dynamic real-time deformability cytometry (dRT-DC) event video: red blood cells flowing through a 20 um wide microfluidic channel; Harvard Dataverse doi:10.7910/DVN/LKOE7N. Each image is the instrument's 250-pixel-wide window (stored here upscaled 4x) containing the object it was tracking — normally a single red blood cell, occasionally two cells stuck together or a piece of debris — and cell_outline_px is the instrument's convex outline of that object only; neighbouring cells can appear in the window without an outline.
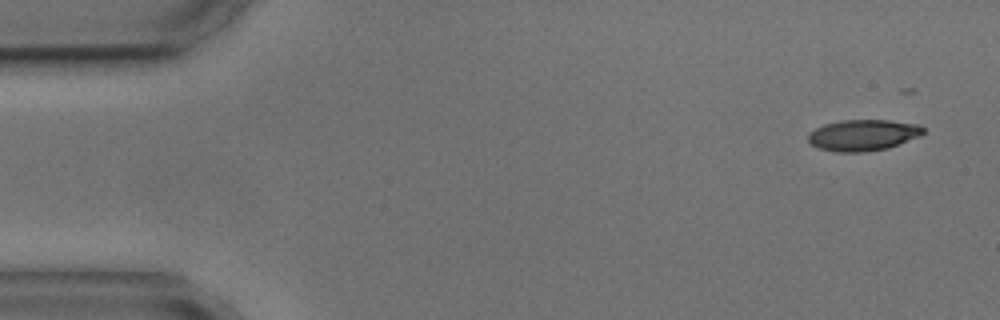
{"species": "common noctule bat (a hibernating species)", "species_latin": "Nyctalus noctula", "temperature_condition": "cold", "stored_images_in_passage": 4, "camera_frame_rate_fps": 3000, "um_per_image_px": 0.085, "animal": {"sex": "male", "body_mass_g": 17.9, "forearm_length_mm": 54.2}, "frame": {"image": 1, "passage_image": 1, "time_ms": 0.0, "image_size_px": [1000, 320], "cell_outline_px": [[924, 132], [920, 136], [888, 148], [864, 152], [836, 152], [816, 148], [808, 140], [808, 132], [824, 124], [840, 120], [888, 120], [920, 124], [924, 128]], "centroid_in_image_um": [73.35, 11.48], "position_along_channel_um": 11.7, "area_um2": 21.1}}